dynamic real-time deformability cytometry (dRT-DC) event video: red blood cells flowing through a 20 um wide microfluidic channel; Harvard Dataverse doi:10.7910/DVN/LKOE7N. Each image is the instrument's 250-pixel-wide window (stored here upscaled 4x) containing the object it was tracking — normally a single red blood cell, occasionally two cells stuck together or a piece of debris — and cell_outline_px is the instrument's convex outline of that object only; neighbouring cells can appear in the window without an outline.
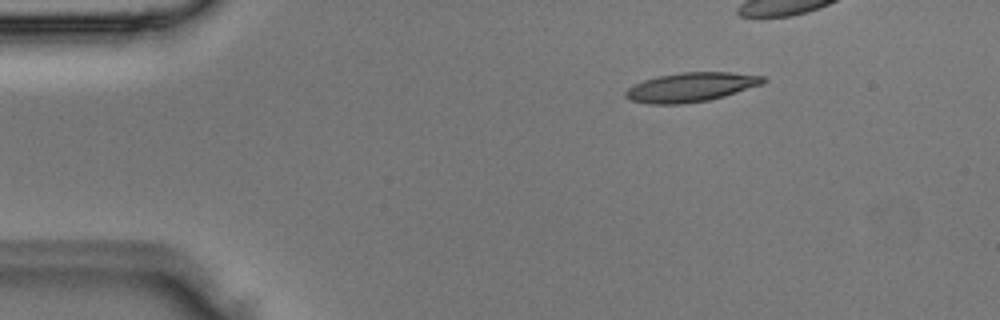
{"species": "Egyptian fruit bat (a non-hibernating species)", "species_latin": "Rousettus aegyptiacus", "temperature_condition": "room temperature", "stored_images_in_passage": 4, "camera_frame_rate_fps": 3000, "um_per_image_px": 0.085, "animal": {"sex": "male"}, "frame": {"image": 1, "passage_image": 4, "time_ms": 1.0, "image_size_px": [1000, 320], "cell_outline_px": [[768, 80], [764, 84], [724, 96], [708, 100], [680, 104], [648, 104], [632, 100], [624, 96], [624, 92], [628, 88], [644, 80], [660, 76], [680, 72], [732, 72], [764, 76]], "centroid_in_image_um": [58.77, 7.4], "position_along_channel_um": 26.2, "area_um2": 23.41}}